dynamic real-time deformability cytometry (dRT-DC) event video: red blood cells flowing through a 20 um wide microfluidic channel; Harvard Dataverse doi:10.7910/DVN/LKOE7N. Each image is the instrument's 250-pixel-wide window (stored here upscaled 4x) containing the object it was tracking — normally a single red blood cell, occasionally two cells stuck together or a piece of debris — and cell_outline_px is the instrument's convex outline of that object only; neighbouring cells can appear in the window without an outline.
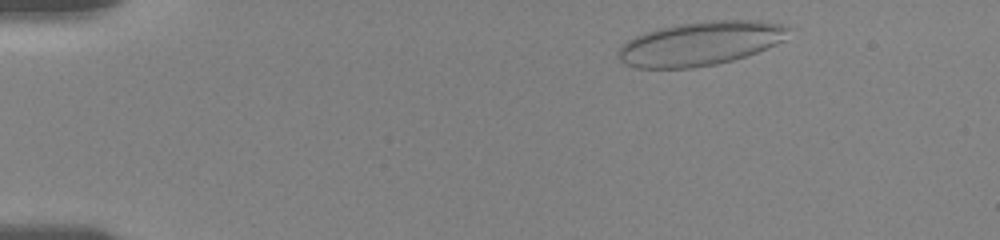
{"species": "human", "species_latin": "Homo sapiens", "temperature_condition": "room temperature", "stored_images_in_passage": 57, "camera_frame_rate_fps": 3000, "um_per_image_px": 0.085, "donor": {"sex": "female"}, "frame": {"image": 1, "passage_image": 4, "time_ms": 0.667, "image_size_px": [1000, 240], "cell_outline_px": [[792, 28], [784, 40], [756, 52], [732, 60], [716, 64], [692, 68], [636, 68], [624, 64], [616, 56], [620, 48], [628, 40], [644, 32], [660, 28], [680, 24], [712, 20], [760, 20], [780, 24]], "centroid_in_image_um": [59.52, 3.7], "position_along_channel_um": 25.5, "area_um2": 43.41}}
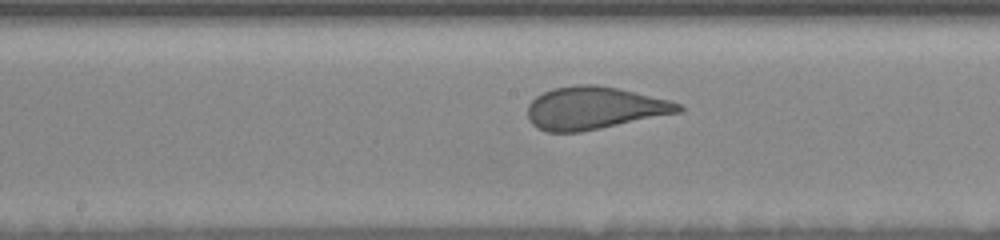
{"frame": {"image": 2, "passage_image": 37, "time_ms": 7.667, "image_size_px": [1000, 240], "cell_outline_px": [[684, 108], [680, 112], [580, 132], [548, 132], [536, 128], [532, 124], [528, 116], [528, 104], [536, 96], [552, 88], [576, 84], [596, 84], [616, 88], [668, 100], [680, 104]], "centroid_in_image_um": [50.46, 9.18], "position_along_channel_um": 197.7, "area_um2": 37.11}}
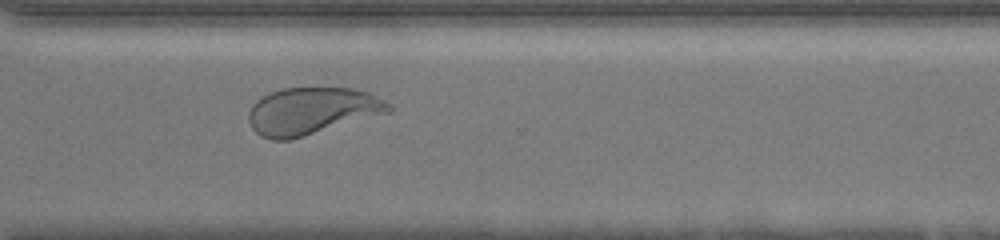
{"frame": {"image": 3, "passage_image": 56, "time_ms": 11.667, "image_size_px": [1000, 240], "cell_outline_px": [[392, 112], [304, 136], [288, 140], [272, 140], [260, 136], [252, 128], [248, 120], [248, 112], [252, 104], [256, 100], [280, 88], [352, 88], [368, 92], [388, 104], [392, 108]], "centroid_in_image_um": [26.48, 9.44], "position_along_channel_um": 344.1, "area_um2": 38.38}}